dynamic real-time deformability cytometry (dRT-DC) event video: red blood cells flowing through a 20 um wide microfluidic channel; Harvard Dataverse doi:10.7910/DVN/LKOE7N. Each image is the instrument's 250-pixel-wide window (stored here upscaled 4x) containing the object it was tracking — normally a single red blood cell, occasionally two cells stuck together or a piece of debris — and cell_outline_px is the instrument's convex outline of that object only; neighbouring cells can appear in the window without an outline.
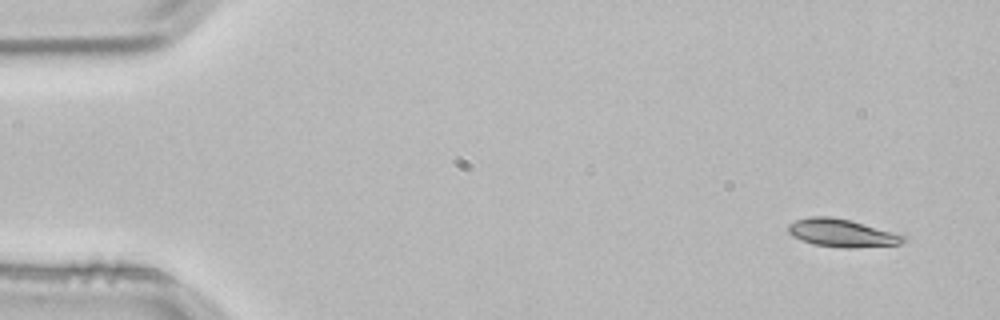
{"species": "common noctule bat (a hibernating species)", "species_latin": "Nyctalus noctula", "temperature_condition": "room temperature", "stored_images_in_passage": 3, "camera_frame_rate_fps": 3000, "um_per_image_px": 0.085, "animal": {"sex": "male", "body_mass_g": 21.5, "forearm_length_mm": 52.0}, "frame": {"image": 1, "passage_image": 1, "time_ms": 0.0, "image_size_px": [1000, 320], "cell_outline_px": [[908, 240], [900, 244], [852, 248], [844, 248], [812, 244], [792, 236], [788, 232], [788, 224], [796, 220], [808, 216], [828, 216], [848, 220], [904, 236]], "centroid_in_image_um": [71.49, 19.81], "position_along_channel_um": 13.5, "area_um2": 18.38}}
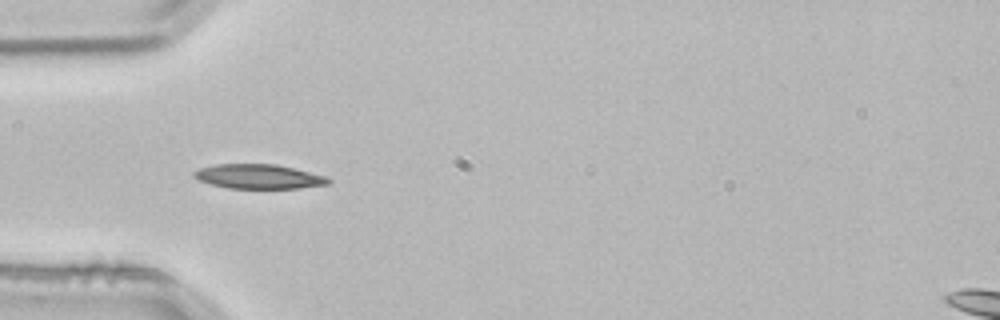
{"frame": {"image": 2, "passage_image": 3, "time_ms": 0.667, "image_size_px": [1000, 320], "cell_outline_px": [[332, 180], [328, 184], [300, 188], [228, 188], [212, 184], [200, 180], [192, 176], [192, 172], [200, 168], [216, 164], [276, 164], [328, 176]], "centroid_in_image_um": [22.01, 15.0], "position_along_channel_um": 63.0, "area_um2": 19.13}}